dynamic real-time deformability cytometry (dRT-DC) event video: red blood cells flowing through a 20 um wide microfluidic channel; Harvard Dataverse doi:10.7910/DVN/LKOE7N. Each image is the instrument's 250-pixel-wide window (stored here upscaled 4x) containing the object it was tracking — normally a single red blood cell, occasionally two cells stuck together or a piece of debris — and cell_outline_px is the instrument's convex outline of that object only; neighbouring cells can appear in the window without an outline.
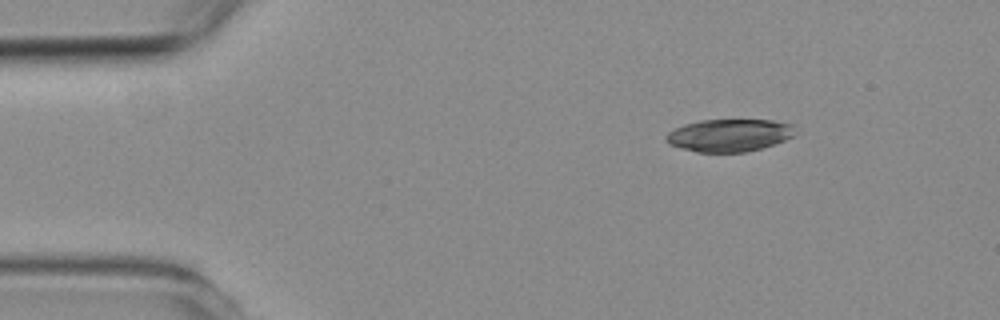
{"species": "common noctule bat (a hibernating species)", "species_latin": "Nyctalus noctula", "temperature_condition": "room temperature", "stored_images_in_passage": 2, "camera_frame_rate_fps": 3000, "um_per_image_px": 0.085, "animal": {"sex": "female", "body_mass_g": 19.3, "forearm_length_mm": 54.1}, "frame": {"image": 1, "passage_image": 1, "time_ms": 0.0, "image_size_px": [1000, 320], "cell_outline_px": [[796, 132], [792, 136], [784, 140], [760, 148], [744, 152], [696, 152], [680, 148], [668, 144], [664, 140], [664, 136], [668, 132], [684, 124], [700, 120], [772, 120], [792, 124]], "centroid_in_image_um": [61.93, 11.49], "position_along_channel_um": 23.1, "area_um2": 24.45}}